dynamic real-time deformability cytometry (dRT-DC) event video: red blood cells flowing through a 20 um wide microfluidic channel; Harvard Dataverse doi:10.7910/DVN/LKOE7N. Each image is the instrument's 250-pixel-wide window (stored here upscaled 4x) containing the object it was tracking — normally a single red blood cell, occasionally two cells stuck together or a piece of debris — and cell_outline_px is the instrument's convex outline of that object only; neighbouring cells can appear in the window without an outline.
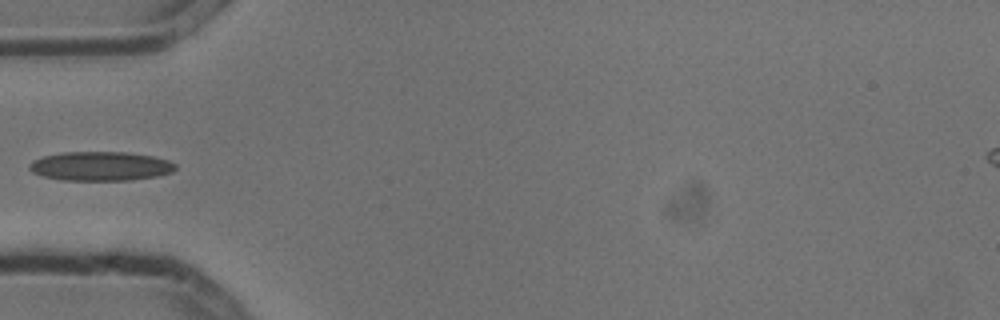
{"species": "common noctule bat (a hibernating species)", "species_latin": "Nyctalus noctula", "temperature_condition": "cold", "stored_images_in_passage": 3, "camera_frame_rate_fps": 3000, "um_per_image_px": 0.085, "animal": {"sex": "male", "body_mass_g": 13.3}, "frame": {"image": 1, "passage_image": 2, "time_ms": 0.333, "image_size_px": [1000, 320], "cell_outline_px": [[176, 168], [172, 172], [156, 176], [132, 180], [60, 180], [44, 176], [32, 172], [28, 168], [28, 164], [32, 160], [44, 156], [64, 152], [124, 152], [152, 156], [168, 160], [176, 164]], "centroid_in_image_um": [8.52, 14.12], "position_along_channel_um": 76.5, "area_um2": 24.8}}
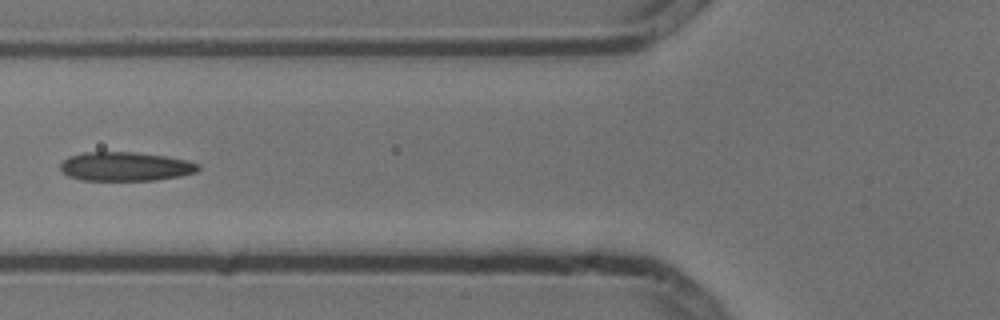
{"frame": {"image": 2, "passage_image": 3, "time_ms": 0.667, "image_size_px": [1000, 320], "cell_outline_px": [[200, 168], [196, 172], [180, 176], [156, 180], [80, 180], [68, 176], [60, 168], [60, 164], [68, 156], [84, 152], [132, 152], [164, 156], [184, 160], [200, 164]], "centroid_in_image_um": [10.64, 14.15], "position_along_channel_um": 115.2, "area_um2": 23.18}}